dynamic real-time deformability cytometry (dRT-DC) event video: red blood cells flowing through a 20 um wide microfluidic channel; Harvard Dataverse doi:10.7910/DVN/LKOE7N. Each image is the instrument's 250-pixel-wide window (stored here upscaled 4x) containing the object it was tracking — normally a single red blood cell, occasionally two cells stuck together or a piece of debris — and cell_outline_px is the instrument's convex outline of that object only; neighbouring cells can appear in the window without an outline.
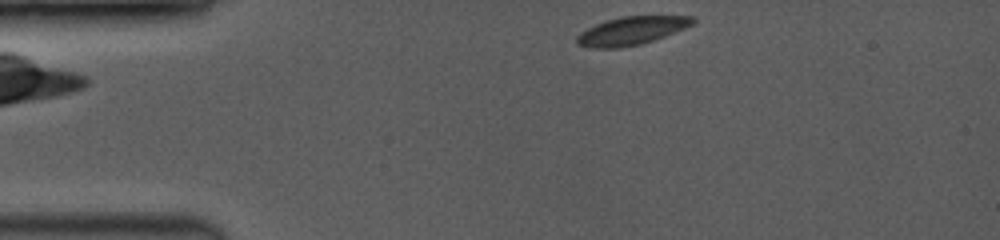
{"species": "common noctule bat (a hibernating species)", "species_latin": "Nyctalus noctula", "temperature_condition": "room temperature", "stored_images_in_passage": 42, "camera_frame_rate_fps": 3500, "um_per_image_px": 0.085, "animal": {"sex": "female", "body_mass_g": 19.0, "forearm_length_mm": 53.3}, "frame": {"image": 1, "passage_image": 1, "time_ms": 0.0, "image_size_px": [1000, 240], "cell_outline_px": [[696, 20], [692, 24], [684, 28], [664, 36], [640, 44], [620, 48], [592, 48], [576, 44], [576, 36], [588, 28], [596, 24], [608, 20], [624, 16], [692, 16]], "centroid_in_image_um": [53.65, 2.62], "position_along_channel_um": 31.3, "area_um2": 18.73}}
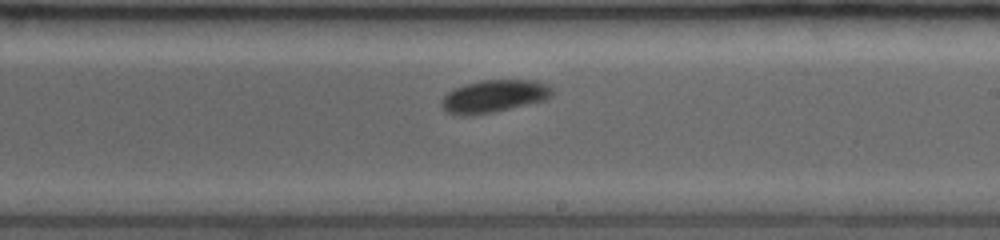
{"frame": {"image": 2, "passage_image": 24, "time_ms": 6.571, "image_size_px": [1000, 240], "cell_outline_px": [[552, 96], [548, 100], [492, 112], [468, 116], [460, 116], [444, 112], [440, 104], [440, 100], [448, 92], [464, 84], [480, 80], [536, 80], [548, 84], [552, 88]], "centroid_in_image_um": [41.98, 8.18], "position_along_channel_um": 247.0, "area_um2": 21.33}}
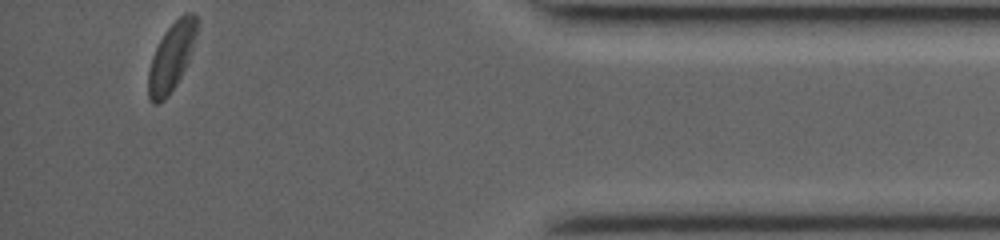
{"frame": {"image": 3, "passage_image": 42, "time_ms": 11.714, "image_size_px": [1000, 240], "cell_outline_px": [[200, 20], [184, 68], [176, 84], [168, 96], [164, 100], [156, 104], [152, 104], [148, 100], [148, 72], [152, 56], [164, 32], [184, 12], [192, 12]], "centroid_in_image_um": [14.54, 4.84], "position_along_channel_um": 420.7, "area_um2": 18.9}, "authors_computed_cell_mechanics": {"area_um2": 20.1722, "velocity_mm_per_s": 4.0556, "shape_relaxation_time_tau1_ms": 1.7619, "shape_relaxation_time_tau2_ms": null, "deformation_change_tau1": 0.0595, "deformation_change_tau2": null}}